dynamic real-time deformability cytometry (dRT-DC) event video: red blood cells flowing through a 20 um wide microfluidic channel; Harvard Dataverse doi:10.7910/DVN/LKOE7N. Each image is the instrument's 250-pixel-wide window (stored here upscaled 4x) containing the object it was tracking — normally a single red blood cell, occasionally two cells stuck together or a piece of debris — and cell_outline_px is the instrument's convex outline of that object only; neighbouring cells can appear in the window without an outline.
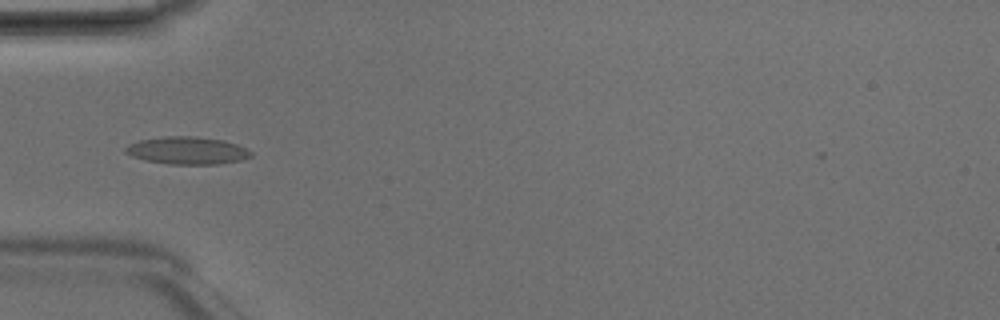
{"species": "Egyptian fruit bat (a non-hibernating species)", "species_latin": "Rousettus aegyptiacus", "temperature_condition": "room temperature", "stored_images_in_passage": 49, "camera_frame_rate_fps": 3000, "um_per_image_px": 0.085, "animal": {"sex": "male"}, "frame": {"image": 1, "passage_image": 16, "time_ms": 5.0, "image_size_px": [1000, 320], "cell_outline_px": [[252, 156], [244, 160], [220, 164], [168, 164], [144, 160], [132, 156], [124, 152], [124, 148], [128, 144], [140, 140], [164, 136], [192, 136], [224, 140], [236, 144], [252, 152]], "centroid_in_image_um": [15.91, 12.8], "position_along_channel_um": 69.1, "area_um2": 20.23}}
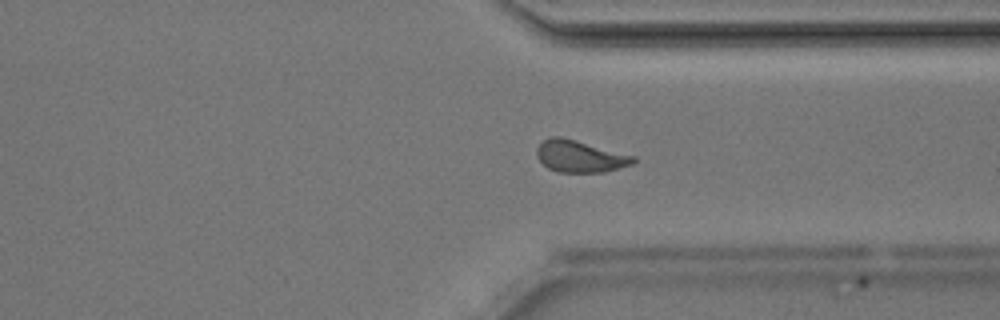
{"frame": {"image": 2, "passage_image": 37, "time_ms": 12.0, "image_size_px": [1000, 320], "cell_outline_px": [[636, 160], [632, 164], [604, 172], [556, 172], [548, 168], [536, 156], [536, 148], [548, 136], [560, 136], [636, 156]], "centroid_in_image_um": [49.28, 13.28], "position_along_channel_um": 362.1, "area_um2": 17.92}}
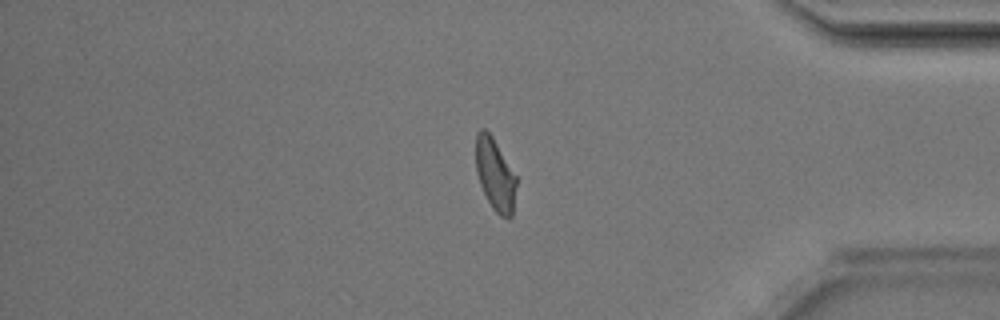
{"frame": {"image": 3, "passage_image": 41, "time_ms": 13.333, "image_size_px": [1000, 320], "cell_outline_px": [[516, 184], [512, 216], [508, 220], [500, 216], [492, 208], [480, 184], [476, 172], [476, 132], [480, 128], [484, 128], [492, 136], [516, 176]], "centroid_in_image_um": [42.07, 14.85], "position_along_channel_um": 393.1, "area_um2": 16.94}, "authors_computed_cell_mechanics": {"area_um2": 17.918, "velocity_mm_per_s": 4.1789, "shape_relaxation_time_tau1_ms": 4.6297, "shape_relaxation_time_tau2_ms": 1.4691, "deformation_change_tau1": 0.1549, "deformation_change_tau2": 0.0725}}